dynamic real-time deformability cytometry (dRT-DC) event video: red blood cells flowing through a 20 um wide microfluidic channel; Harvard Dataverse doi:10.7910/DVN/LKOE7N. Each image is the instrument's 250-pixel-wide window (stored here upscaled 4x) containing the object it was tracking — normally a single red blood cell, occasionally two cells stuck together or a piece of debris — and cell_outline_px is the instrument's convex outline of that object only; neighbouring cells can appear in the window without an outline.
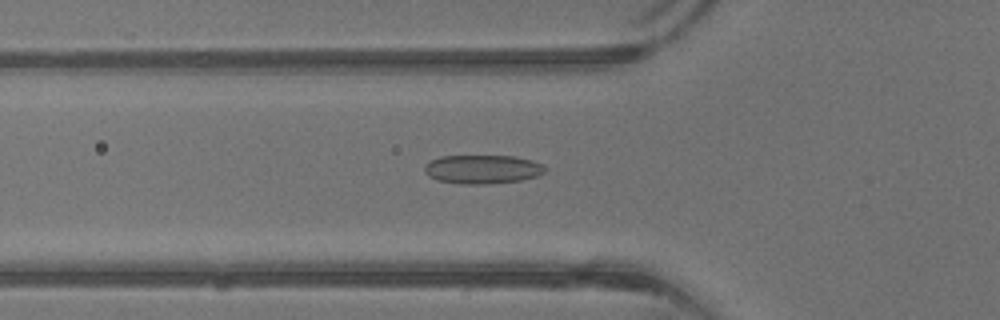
{"species": "common noctule bat (a hibernating species)", "species_latin": "Nyctalus noctula", "temperature_condition": "warm", "stored_images_in_passage": 42, "camera_frame_rate_fps": 3000, "um_per_image_px": 0.085, "animal": {"sex": "male", "body_mass_g": 13.3}, "frame": {"image": 1, "passage_image": 15, "time_ms": 4.667, "image_size_px": [1000, 320], "cell_outline_px": [[548, 168], [544, 172], [536, 176], [520, 180], [488, 184], [460, 184], [436, 180], [428, 176], [424, 172], [424, 164], [440, 156], [516, 156], [532, 160]], "centroid_in_image_um": [40.98, 14.39], "position_along_channel_um": 84.8, "area_um2": 20.35}}
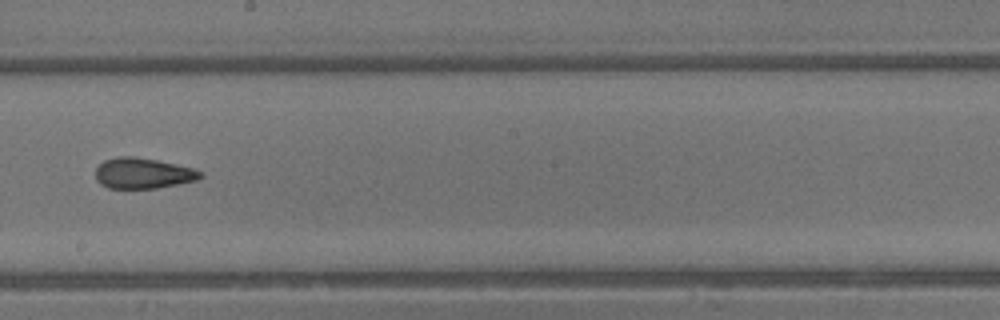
{"frame": {"image": 2, "passage_image": 24, "time_ms": 7.667, "image_size_px": [1000, 320], "cell_outline_px": [[204, 176], [196, 180], [156, 188], [108, 188], [100, 184], [96, 180], [96, 168], [104, 160], [116, 156], [132, 156], [156, 160], [176, 164], [192, 168], [204, 172]], "centroid_in_image_um": [12.14, 14.72], "position_along_channel_um": 236.1, "area_um2": 18.73}}
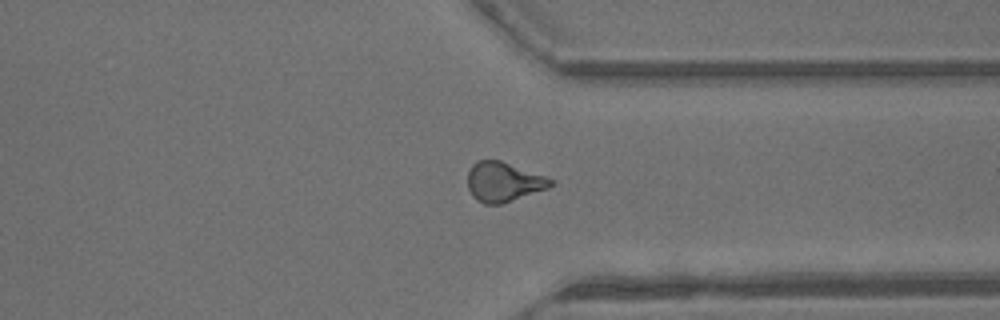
{"frame": {"image": 3, "passage_image": 32, "time_ms": 10.333, "image_size_px": [1000, 320], "cell_outline_px": [[556, 184], [548, 188], [500, 204], [484, 204], [476, 200], [472, 196], [468, 188], [468, 172], [472, 164], [476, 160], [500, 160], [556, 180]], "centroid_in_image_um": [42.8, 15.45], "position_along_channel_um": 368.6, "area_um2": 19.19}}